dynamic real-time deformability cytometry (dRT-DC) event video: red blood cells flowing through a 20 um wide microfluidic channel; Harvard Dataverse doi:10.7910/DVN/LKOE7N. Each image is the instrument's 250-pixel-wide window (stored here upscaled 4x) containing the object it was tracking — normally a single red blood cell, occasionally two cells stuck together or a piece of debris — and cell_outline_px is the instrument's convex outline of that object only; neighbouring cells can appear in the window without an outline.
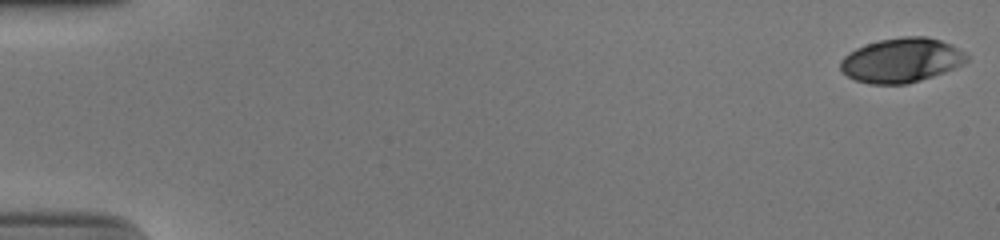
{"species": "human", "species_latin": "Homo sapiens", "temperature_condition": "cold", "stored_images_in_passage": 53, "camera_frame_rate_fps": 3000, "um_per_image_px": 0.085, "donor": {"sex": "male"}, "frame": {"image": 1, "passage_image": 1, "time_ms": 0.0, "image_size_px": [1000, 240], "cell_outline_px": [[968, 60], [964, 64], [944, 72], [908, 84], [872, 84], [856, 80], [848, 76], [840, 68], [840, 60], [848, 52], [856, 48], [880, 40], [900, 36], [928, 36], [952, 44], [964, 52], [968, 56]], "centroid_in_image_um": [76.64, 5.11], "position_along_channel_um": 8.4, "area_um2": 32.71}}
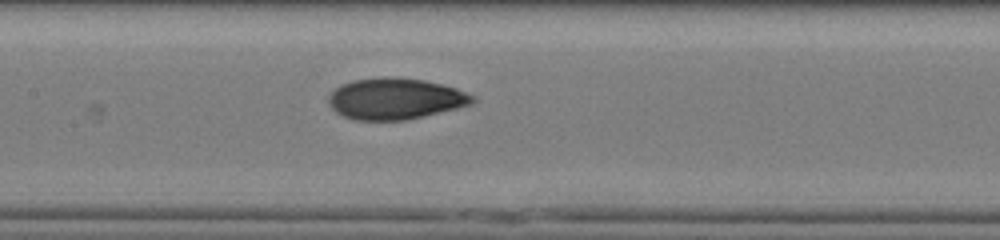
{"frame": {"image": 2, "passage_image": 27, "time_ms": 8.667, "image_size_px": [1000, 240], "cell_outline_px": [[476, 100], [472, 104], [408, 120], [356, 120], [344, 116], [336, 112], [328, 104], [328, 96], [340, 84], [352, 80], [384, 76], [388, 76], [424, 80], [456, 88], [476, 96]], "centroid_in_image_um": [33.59, 8.39], "position_along_channel_um": 173.8, "area_um2": 34.74}}
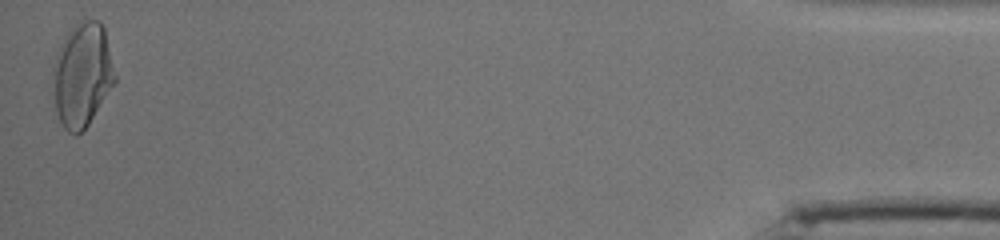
{"frame": {"image": 3, "passage_image": 53, "time_ms": 17.333, "image_size_px": [1000, 240], "cell_outline_px": [[116, 80], [88, 124], [76, 136], [68, 132], [64, 128], [56, 112], [52, 72], [52, 68], [56, 56], [68, 32], [84, 20], [100, 20], [104, 28], [116, 76]], "centroid_in_image_um": [6.99, 6.38], "position_along_channel_um": 428.2, "area_um2": 36.88}, "authors_computed_cell_mechanics": {"area_um2": 33.5818, "velocity_mm_per_s": 3.9059, "shape_relaxation_time_tau1_ms": 6.9587, "shape_relaxation_time_tau2_ms": 1.2885, "deformation_change_tau1": 0.2357, "deformation_change_tau2": 0.0601}}